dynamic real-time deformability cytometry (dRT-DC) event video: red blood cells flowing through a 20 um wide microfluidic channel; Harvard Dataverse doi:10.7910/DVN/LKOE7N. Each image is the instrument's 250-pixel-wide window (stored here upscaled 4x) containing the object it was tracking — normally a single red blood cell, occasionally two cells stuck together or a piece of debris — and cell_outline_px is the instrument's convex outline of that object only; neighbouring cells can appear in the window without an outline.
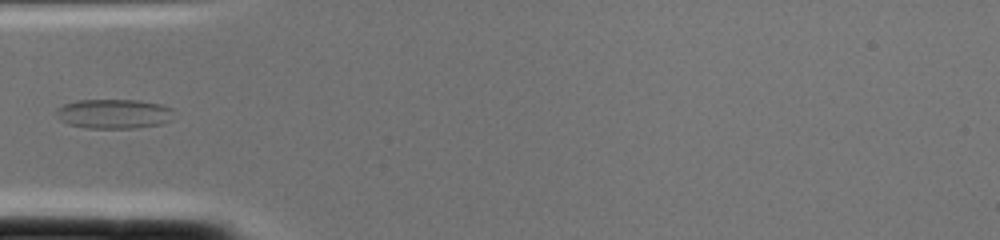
{"species": "common noctule bat (a hibernating species)", "species_latin": "Nyctalus noctula", "temperature_condition": "cold", "stored_images_in_passage": 2, "camera_frame_rate_fps": 3000, "um_per_image_px": 0.085, "animal": {"sex": "female", "body_mass_g": 22.0, "forearm_length_mm": 56.7}, "frame": {"image": 1, "passage_image": 2, "time_ms": 0.333, "image_size_px": [1000, 240], "cell_outline_px": [[172, 120], [164, 124], [136, 128], [88, 128], [68, 124], [60, 120], [56, 116], [56, 108], [64, 104], [76, 100], [140, 100], [160, 104], [172, 108]], "centroid_in_image_um": [9.68, 9.67], "position_along_channel_um": 75.3, "area_um2": 20.46}}